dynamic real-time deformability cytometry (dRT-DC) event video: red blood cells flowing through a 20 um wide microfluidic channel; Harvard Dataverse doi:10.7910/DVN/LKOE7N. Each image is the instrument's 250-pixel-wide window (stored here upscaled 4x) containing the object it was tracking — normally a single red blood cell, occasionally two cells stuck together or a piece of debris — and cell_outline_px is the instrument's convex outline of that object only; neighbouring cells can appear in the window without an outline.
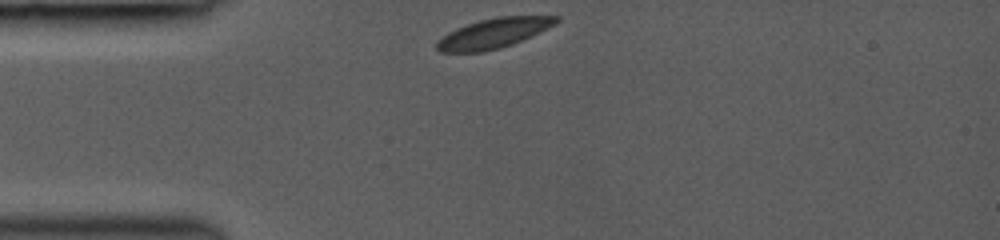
{"species": "common noctule bat (a hibernating species)", "species_latin": "Nyctalus noctula", "temperature_condition": "room temperature", "stored_images_in_passage": 30, "camera_frame_rate_fps": 3000, "um_per_image_px": 0.085, "animal": {"sex": "female", "body_mass_g": 19.0, "forearm_length_mm": 53.3}, "frame": {"image": 1, "passage_image": 1, "time_ms": 0.0, "image_size_px": [1000, 240], "cell_outline_px": [[560, 20], [556, 24], [540, 32], [512, 44], [500, 48], [484, 52], [440, 52], [436, 48], [436, 40], [448, 32], [456, 28], [480, 20], [496, 16], [560, 16]], "centroid_in_image_um": [41.94, 2.82], "position_along_channel_um": 43.1, "area_um2": 20.81}}
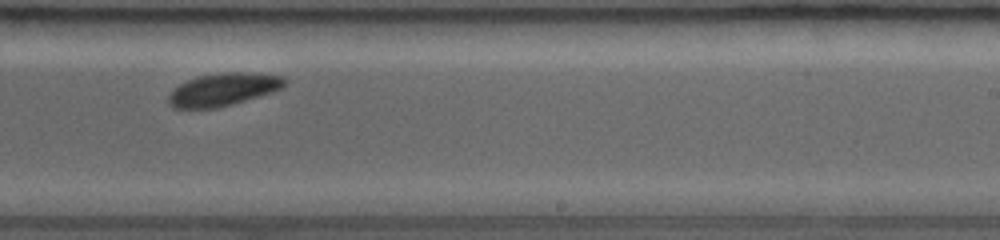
{"frame": {"image": 2, "passage_image": 19, "time_ms": 6.0, "image_size_px": [1000, 240], "cell_outline_px": [[288, 80], [284, 88], [272, 92], [232, 104], [216, 108], [172, 108], [168, 104], [168, 96], [180, 84], [188, 80], [200, 76], [220, 72], [244, 72], [284, 76]], "centroid_in_image_um": [19.01, 7.6], "position_along_channel_um": 270.0, "area_um2": 22.08}}
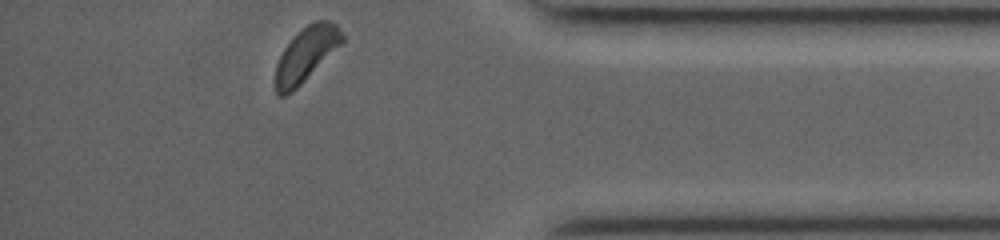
{"frame": {"image": 3, "passage_image": 30, "time_ms": 9.667, "image_size_px": [1000, 240], "cell_outline_px": [[344, 40], [292, 92], [284, 96], [280, 96], [276, 92], [276, 64], [284, 48], [308, 24], [316, 20], [332, 20], [336, 24], [344, 36]], "centroid_in_image_um": [26.02, 4.6], "position_along_channel_um": 409.2, "area_um2": 20.29}, "authors_computed_cell_mechanics": {"area_um2": 22.1663, "velocity_mm_per_s": 4.1566, "shape_relaxation_time_tau1_ms": 2.271, "shape_relaxation_time_tau2_ms": null, "deformation_change_tau1": 0.0596, "deformation_change_tau2": null}}